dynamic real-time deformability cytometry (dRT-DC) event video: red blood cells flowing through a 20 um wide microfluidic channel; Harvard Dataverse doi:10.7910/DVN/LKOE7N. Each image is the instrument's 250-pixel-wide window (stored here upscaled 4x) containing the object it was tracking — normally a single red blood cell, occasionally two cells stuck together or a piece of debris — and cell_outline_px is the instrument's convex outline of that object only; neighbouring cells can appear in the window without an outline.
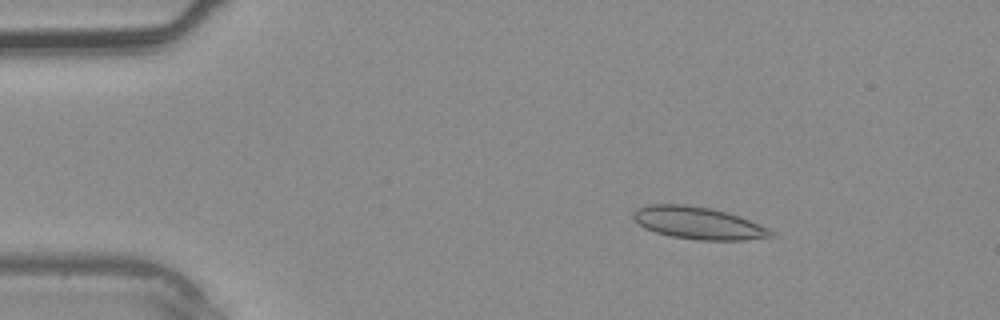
{"species": "common noctule bat (a hibernating species)", "species_latin": "Nyctalus noctula", "temperature_condition": "warm", "stored_images_in_passage": 32, "camera_frame_rate_fps": 3000, "um_per_image_px": 0.085, "animal": {"sex": "male", "body_mass_g": 20.4}, "frame": {"image": 1, "passage_image": 1, "time_ms": 0.0, "image_size_px": [1000, 320], "cell_outline_px": [[776, 236], [744, 240], [700, 240], [672, 236], [656, 232], [644, 228], [632, 216], [632, 212], [636, 208], [648, 204], [684, 204], [712, 208], [760, 224], [768, 228]], "centroid_in_image_um": [59.32, 18.95], "position_along_channel_um": 25.7, "area_um2": 25.66}}
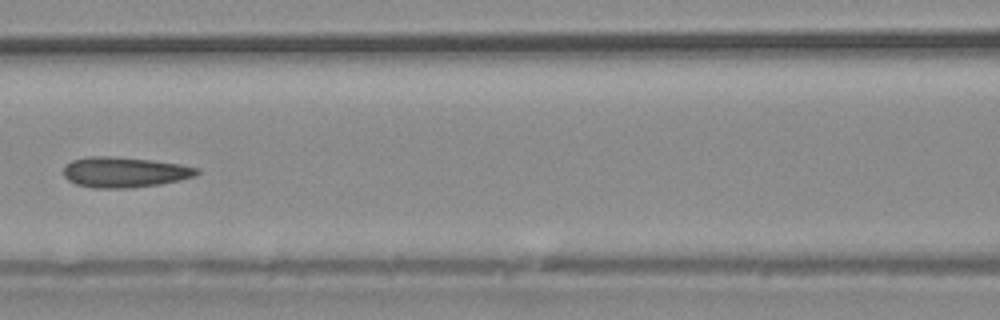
{"frame": {"image": 2, "passage_image": 12, "time_ms": 3.667, "image_size_px": [1000, 320], "cell_outline_px": [[200, 172], [196, 176], [180, 180], [160, 184], [128, 188], [92, 188], [76, 184], [68, 180], [64, 176], [64, 164], [72, 160], [88, 156], [116, 156], [152, 160], [180, 164], [200, 168]], "centroid_in_image_um": [10.58, 14.63], "position_along_channel_um": 156.0, "area_um2": 23.93}}
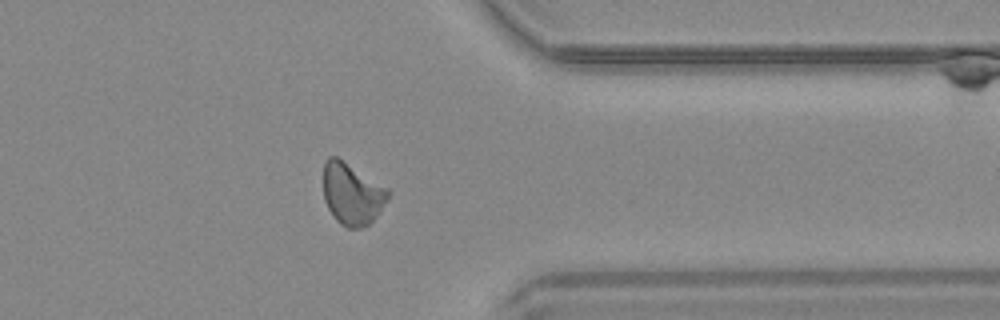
{"frame": {"image": 3, "passage_image": 25, "time_ms": 8.0, "image_size_px": [1000, 320], "cell_outline_px": [[388, 200], [380, 212], [368, 224], [360, 228], [348, 228], [340, 224], [336, 220], [328, 208], [324, 200], [324, 164], [328, 156], [336, 156], [388, 188]], "centroid_in_image_um": [29.92, 16.49], "position_along_channel_um": 381.5, "area_um2": 23.12}}